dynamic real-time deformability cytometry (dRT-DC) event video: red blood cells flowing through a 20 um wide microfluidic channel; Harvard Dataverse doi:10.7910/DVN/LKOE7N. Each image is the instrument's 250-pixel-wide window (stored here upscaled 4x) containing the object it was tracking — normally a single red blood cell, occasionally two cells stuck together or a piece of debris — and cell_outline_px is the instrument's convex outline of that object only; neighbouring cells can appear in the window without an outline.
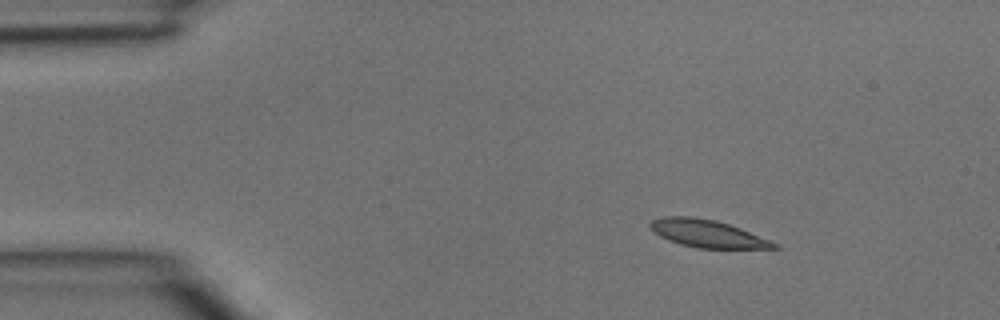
{"species": "common noctule bat (a hibernating species)", "species_latin": "Nyctalus noctula", "temperature_condition": "room temperature", "stored_images_in_passage": 4, "camera_frame_rate_fps": 3000, "um_per_image_px": 0.085, "animal": {"sex": "male", "body_mass_g": 15.6}, "frame": {"image": 1, "passage_image": 1, "time_ms": 0.0, "image_size_px": [1000, 320], "cell_outline_px": [[780, 248], [696, 248], [680, 244], [668, 240], [660, 236], [648, 224], [652, 220], [664, 216], [692, 216], [716, 220], [740, 228], [780, 244]], "centroid_in_image_um": [60.14, 19.85], "position_along_channel_um": 24.9, "area_um2": 19.77}}
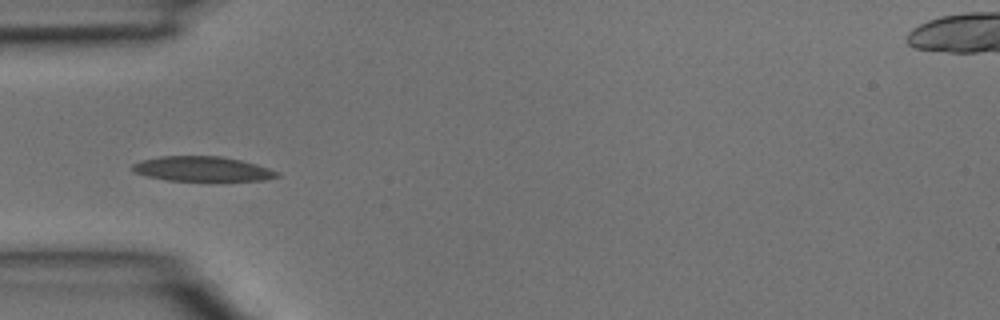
{"frame": {"image": 2, "passage_image": 3, "time_ms": 0.667, "image_size_px": [1000, 320], "cell_outline_px": [[280, 176], [264, 180], [168, 180], [148, 176], [136, 172], [132, 168], [132, 164], [140, 160], [160, 156], [220, 156], [240, 160], [256, 164], [280, 172]], "centroid_in_image_um": [17.2, 14.34], "position_along_channel_um": 67.8, "area_um2": 20.63}}